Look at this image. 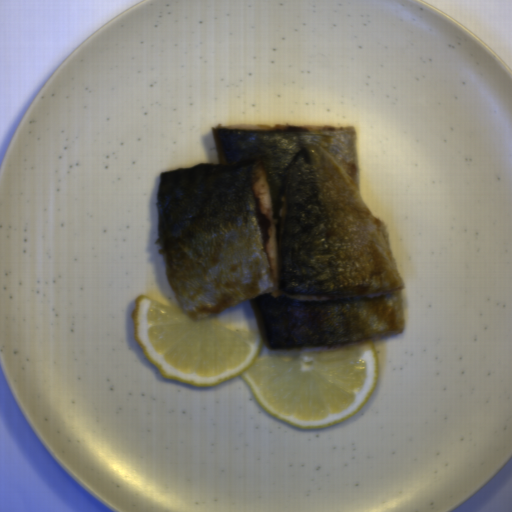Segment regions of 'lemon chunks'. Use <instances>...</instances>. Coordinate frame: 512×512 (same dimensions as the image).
Instances as JSON below:
<instances>
[{"mask_svg":"<svg viewBox=\"0 0 512 512\" xmlns=\"http://www.w3.org/2000/svg\"><path fill=\"white\" fill-rule=\"evenodd\" d=\"M134 304V337L159 374L205 388L242 377L268 414L301 430L346 421L380 380L370 338L334 351L260 358V331L235 329L210 315L190 318L181 306L142 295Z\"/></svg>","mask_w":512,"mask_h":512,"instance_id":"e0be4373","label":"lemon chunks"}]
</instances>
